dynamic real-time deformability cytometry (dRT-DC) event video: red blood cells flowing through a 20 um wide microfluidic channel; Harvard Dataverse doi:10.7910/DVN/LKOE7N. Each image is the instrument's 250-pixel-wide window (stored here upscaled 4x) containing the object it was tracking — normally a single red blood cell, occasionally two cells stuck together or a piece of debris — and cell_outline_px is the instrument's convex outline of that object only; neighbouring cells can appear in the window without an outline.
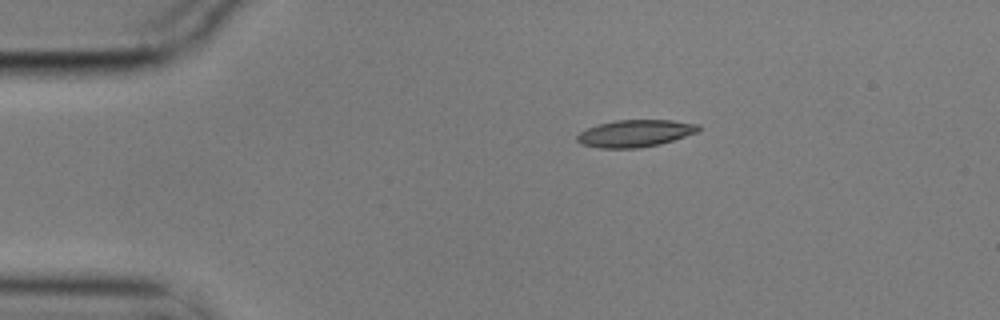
{"species": "common noctule bat (a hibernating species)", "species_latin": "Nyctalus noctula", "temperature_condition": "cold", "stored_images_in_passage": 9, "camera_frame_rate_fps": 3000, "um_per_image_px": 0.085, "animal": {"sex": "male", "body_mass_g": 17.9}, "frame": {"image": 1, "passage_image": 1, "time_ms": 0.0, "image_size_px": [1000, 320], "cell_outline_px": [[700, 128], [696, 132], [660, 144], [636, 148], [600, 148], [580, 144], [576, 140], [576, 136], [580, 132], [588, 128], [600, 124], [616, 120], [672, 120], [700, 124]], "centroid_in_image_um": [53.97, 11.33], "position_along_channel_um": 31.0, "area_um2": 19.02}}
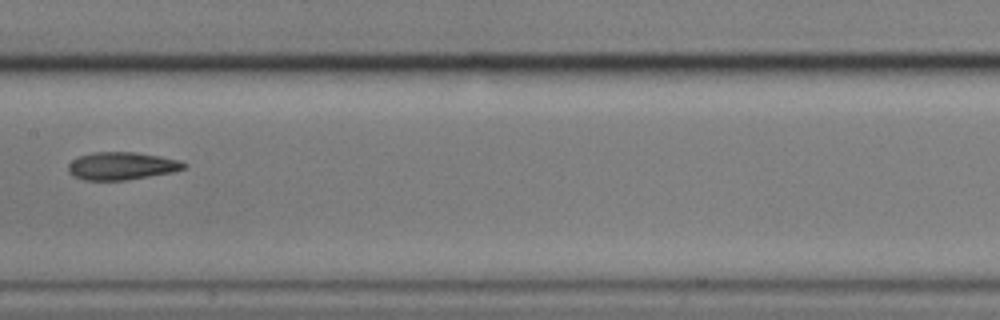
{"frame": {"image": 2, "passage_image": 6, "time_ms": 1.667, "image_size_px": [1000, 320], "cell_outline_px": [[188, 164], [184, 168], [172, 172], [124, 180], [84, 180], [68, 172], [68, 164], [72, 160], [80, 156], [92, 152], [136, 152], [160, 156], [180, 160]], "centroid_in_image_um": [10.35, 14.09], "position_along_channel_um": 197.1, "area_um2": 18.55}}
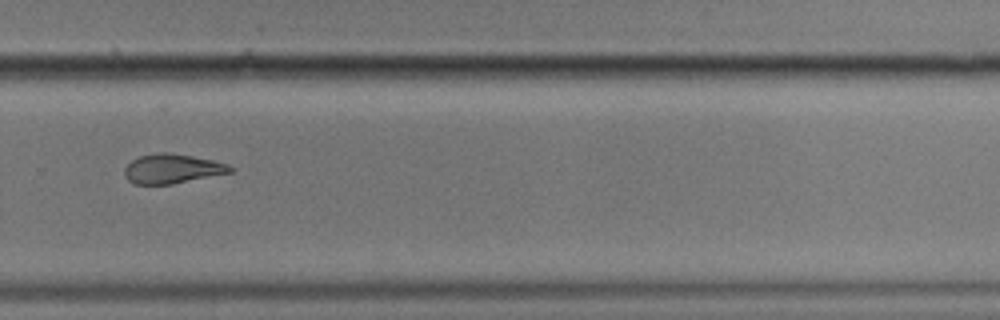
{"frame": {"image": 3, "passage_image": 9, "time_ms": 2.667, "image_size_px": [1000, 320], "cell_outline_px": [[236, 168], [232, 172], [172, 184], [136, 184], [128, 180], [124, 176], [124, 168], [132, 160], [140, 156], [160, 152], [172, 152], [212, 160], [228, 164]], "centroid_in_image_um": [14.65, 14.34], "position_along_channel_um": 315.2, "area_um2": 18.15}}